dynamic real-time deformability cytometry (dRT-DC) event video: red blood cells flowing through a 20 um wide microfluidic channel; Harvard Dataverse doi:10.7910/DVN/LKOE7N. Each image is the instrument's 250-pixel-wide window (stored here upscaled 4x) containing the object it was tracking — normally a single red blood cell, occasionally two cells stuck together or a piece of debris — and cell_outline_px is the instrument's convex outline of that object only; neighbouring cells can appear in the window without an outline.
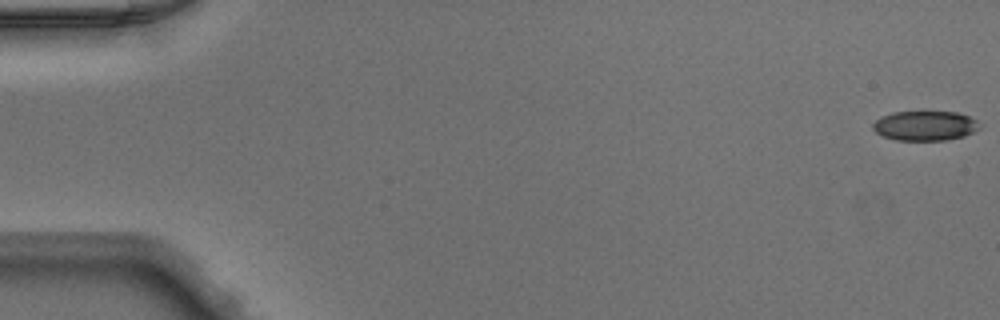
{"species": "Egyptian fruit bat (a non-hibernating species)", "species_latin": "Rousettus aegyptiacus", "temperature_condition": "warm", "stored_images_in_passage": 50, "camera_frame_rate_fps": 3000, "um_per_image_px": 0.085, "animal": {"sex": "male"}, "frame": {"image": 1, "passage_image": 1, "time_ms": 0.0, "image_size_px": [1000, 320], "cell_outline_px": [[980, 128], [964, 136], [948, 140], [896, 140], [884, 136], [876, 132], [872, 128], [872, 124], [880, 116], [892, 112], [924, 108], [956, 112], [968, 116], [976, 120]], "centroid_in_image_um": [78.6, 10.63], "position_along_channel_um": 6.4, "area_um2": 19.31}}
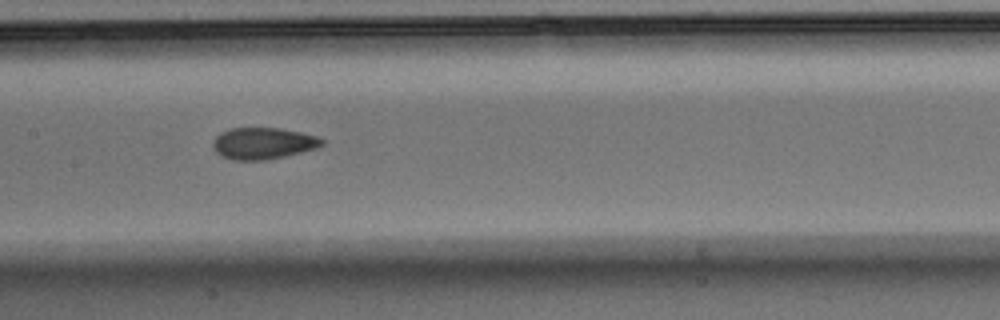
{"frame": {"image": 2, "passage_image": 25, "time_ms": 8.0, "image_size_px": [1000, 320], "cell_outline_px": [[324, 144], [316, 148], [268, 160], [232, 160], [220, 156], [212, 148], [212, 140], [220, 132], [232, 128], [280, 128], [300, 132], [316, 136], [324, 140]], "centroid_in_image_um": [22.31, 12.19], "position_along_channel_um": 185.1, "area_um2": 20.17}}
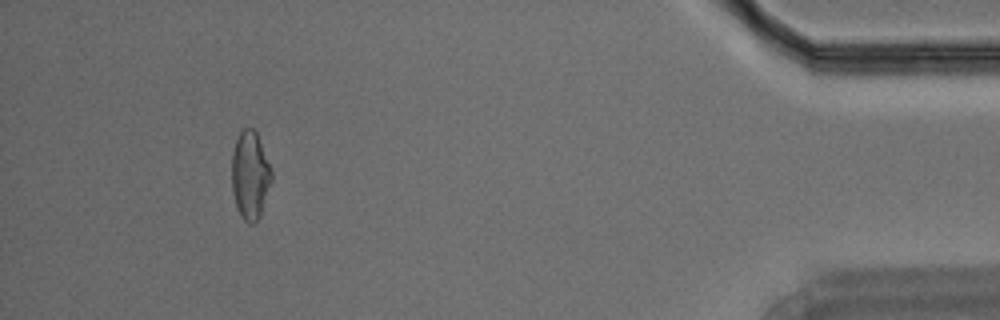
{"frame": {"image": 3, "passage_image": 46, "time_ms": 15.0, "image_size_px": [1000, 320], "cell_outline_px": [[272, 180], [260, 216], [252, 224], [248, 224], [240, 216], [236, 208], [232, 192], [232, 152], [236, 140], [240, 132], [244, 128], [252, 128], [256, 132], [272, 172]], "centroid_in_image_um": [21.24, 14.93], "position_along_channel_um": 414.0, "area_um2": 20.35}}